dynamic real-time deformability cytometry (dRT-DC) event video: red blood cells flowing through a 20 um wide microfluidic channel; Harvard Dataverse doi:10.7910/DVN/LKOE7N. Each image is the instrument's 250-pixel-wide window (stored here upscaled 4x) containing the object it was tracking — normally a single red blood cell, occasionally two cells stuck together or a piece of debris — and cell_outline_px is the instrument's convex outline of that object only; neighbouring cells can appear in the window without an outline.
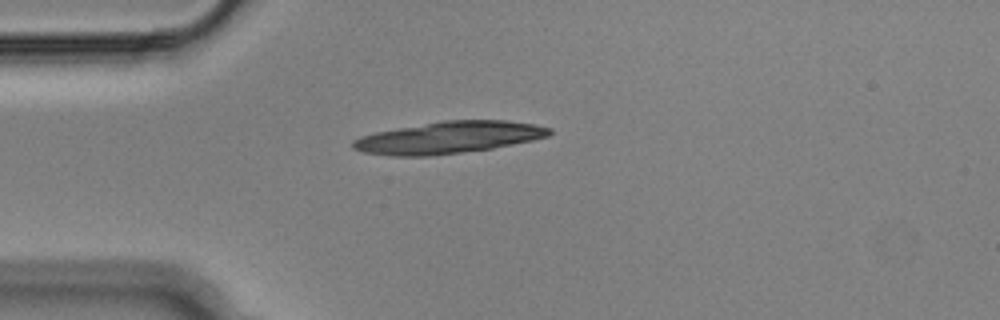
{"species": "Egyptian fruit bat (a non-hibernating species)", "species_latin": "Rousettus aegyptiacus", "temperature_condition": "cold", "stored_images_in_passage": 2, "camera_frame_rate_fps": 3000, "um_per_image_px": 0.085, "animal": {"sex": "male"}, "frame": {"image": 1, "passage_image": 1, "time_ms": 0.0, "image_size_px": [1000, 320], "cell_outline_px": [[552, 132], [548, 136], [532, 140], [492, 148], [432, 156], [392, 156], [364, 152], [352, 148], [352, 140], [360, 136], [376, 132], [444, 120], [508, 120], [532, 124], [552, 128]], "centroid_in_image_um": [38.13, 11.69], "position_along_channel_um": 46.9, "area_um2": 36.36}}